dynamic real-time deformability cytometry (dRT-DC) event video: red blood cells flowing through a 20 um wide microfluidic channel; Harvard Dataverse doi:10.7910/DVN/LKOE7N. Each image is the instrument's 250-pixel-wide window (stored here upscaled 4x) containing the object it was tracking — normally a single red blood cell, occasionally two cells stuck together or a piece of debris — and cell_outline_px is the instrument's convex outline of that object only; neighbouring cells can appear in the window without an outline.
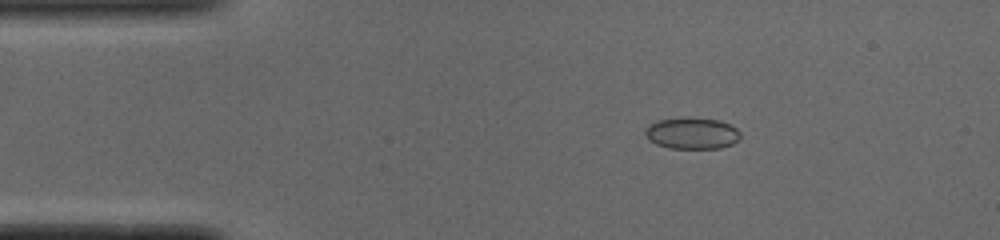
{"species": "common noctule bat (a hibernating species)", "species_latin": "Nyctalus noctula", "temperature_condition": "cold", "stored_images_in_passage": 50, "camera_frame_rate_fps": 3000, "um_per_image_px": 0.085, "animal": {"sex": "male", "body_mass_g": 19.0, "forearm_length_mm": 50.8}, "frame": {"image": 1, "passage_image": 7, "time_ms": 2.0, "image_size_px": [1000, 240], "cell_outline_px": [[740, 140], [732, 144], [720, 148], [672, 148], [660, 144], [652, 140], [644, 132], [644, 128], [648, 124], [656, 120], [688, 116], [720, 120], [736, 128], [740, 132]], "centroid_in_image_um": [58.84, 11.29], "position_along_channel_um": 26.2, "area_um2": 17.57}}
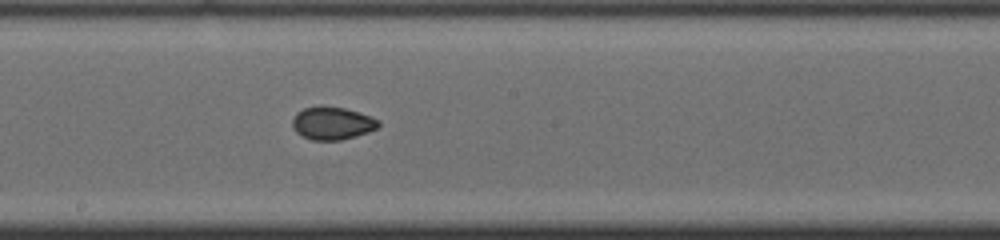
{"frame": {"image": 2, "passage_image": 26, "time_ms": 8.333, "image_size_px": [1000, 240], "cell_outline_px": [[380, 124], [376, 128], [368, 132], [340, 140], [312, 140], [296, 132], [292, 124], [292, 120], [296, 112], [304, 108], [320, 104], [344, 108], [372, 116], [380, 120]], "centroid_in_image_um": [28.23, 10.44], "position_along_channel_um": 220.0, "area_um2": 16.59}}
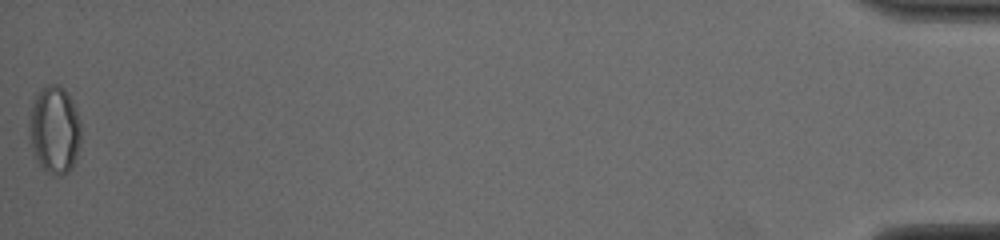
{"frame": {"image": 3, "passage_image": 50, "time_ms": 16.333, "image_size_px": [1000, 240], "cell_outline_px": [[80, 140], [76, 156], [68, 172], [60, 176], [52, 176], [40, 164], [36, 156], [32, 144], [28, 128], [32, 100], [40, 88], [48, 84], [60, 84], [64, 88], [72, 100], [80, 120]], "centroid_in_image_um": [4.63, 10.98], "position_along_channel_um": 430.6, "area_um2": 26.36}, "authors_computed_cell_mechanics": {"area_um2": 16.7331, "velocity_mm_per_s": 3.8923, "shape_relaxation_time_tau1_ms": null, "shape_relaxation_time_tau2_ms": 1.3804, "deformation_change_tau1": null, "deformation_change_tau2": 0.0364}}